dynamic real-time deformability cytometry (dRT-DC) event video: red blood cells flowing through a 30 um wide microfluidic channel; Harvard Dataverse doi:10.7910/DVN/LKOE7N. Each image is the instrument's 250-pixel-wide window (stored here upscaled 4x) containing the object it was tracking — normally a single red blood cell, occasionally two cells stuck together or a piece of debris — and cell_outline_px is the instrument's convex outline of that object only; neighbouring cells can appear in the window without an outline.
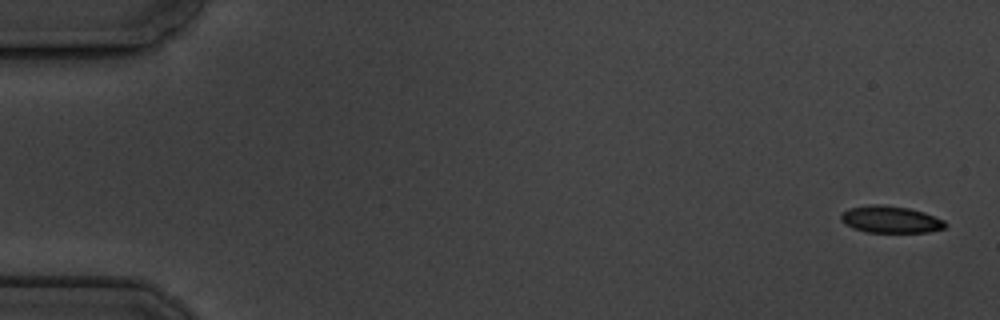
{"species": "common noctule bat (a hibernating species)", "species_latin": "Nyctalus noctula", "temperature_condition": "cold", "stored_images_in_passage": 15, "camera_frame_rate_fps": 3000, "um_per_image_px": 0.085, "animal": {"sex": "male", "body_mass_g": 19.5, "forearm_length_mm": 54.6}, "frame": {"image": 1, "passage_image": 1, "time_ms": 0.0, "image_size_px": [1000, 320], "cell_outline_px": [[948, 224], [944, 228], [928, 232], [868, 232], [852, 228], [844, 224], [840, 220], [840, 212], [848, 208], [872, 204], [884, 204], [908, 208], [924, 212], [944, 220]], "centroid_in_image_um": [75.65, 18.64], "position_along_channel_um": 9.3, "area_um2": 16.59}}
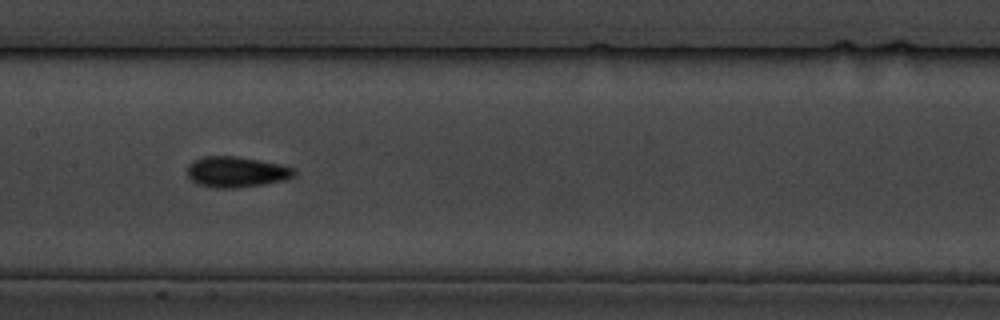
{"frame": {"image": 2, "passage_image": 8, "time_ms": 9.0, "image_size_px": [1000, 320], "cell_outline_px": [[296, 172], [292, 176], [280, 180], [264, 184], [236, 188], [216, 188], [196, 184], [188, 176], [188, 164], [192, 160], [204, 156], [236, 156], [260, 160], [280, 164], [292, 168]], "centroid_in_image_um": [20.02, 14.6], "position_along_channel_um": 187.4, "area_um2": 19.02}}
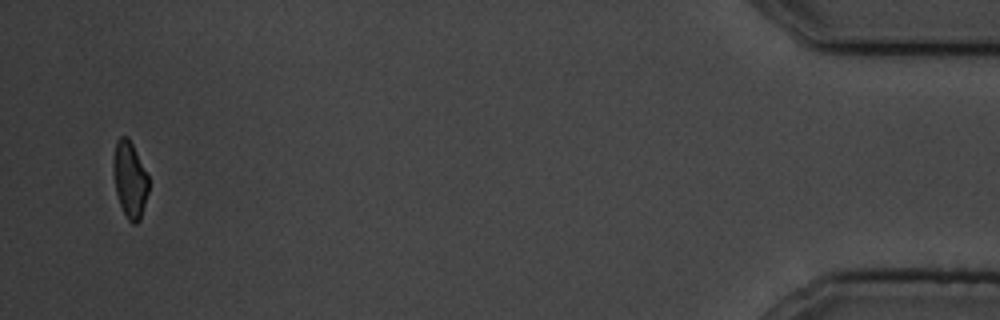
{"frame": {"image": 3, "passage_image": 15, "time_ms": 18.0, "image_size_px": [1000, 320], "cell_outline_px": [[148, 192], [140, 220], [136, 224], [132, 224], [128, 220], [120, 204], [116, 192], [112, 168], [112, 164], [116, 140], [120, 136], [128, 136], [148, 176]], "centroid_in_image_um": [11.02, 15.25], "position_along_channel_um": 424.2, "area_um2": 15.61}, "authors_computed_cell_mechanics": {"area_um2": 17.5134, "velocity_mm_per_s": 3.5196, "shape_relaxation_time_tau1_ms": 2.7473, "shape_relaxation_time_tau2_ms": 7.4659, "deformation_change_tau1": 0.0846, "deformation_change_tau2": 0.055}}